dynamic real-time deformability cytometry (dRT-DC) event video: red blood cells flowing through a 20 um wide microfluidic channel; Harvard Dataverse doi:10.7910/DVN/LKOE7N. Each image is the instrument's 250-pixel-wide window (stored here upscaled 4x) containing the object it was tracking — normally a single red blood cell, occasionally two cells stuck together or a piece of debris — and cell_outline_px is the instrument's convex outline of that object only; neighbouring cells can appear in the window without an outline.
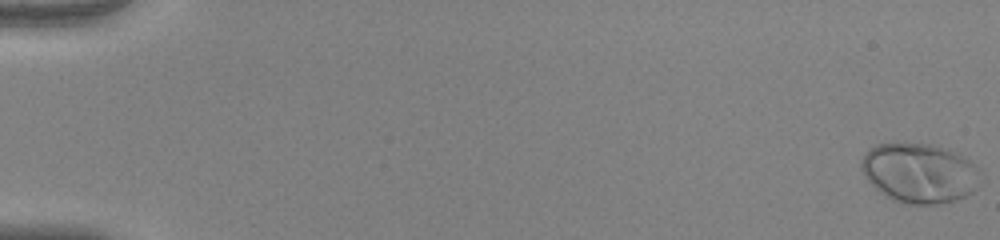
{"species": "human", "species_latin": "Homo sapiens", "temperature_condition": "warm", "stored_images_in_passage": 54, "camera_frame_rate_fps": 3000, "um_per_image_px": 0.085, "donor": {"sex": "female"}, "frame": {"image": 1, "passage_image": 1, "time_ms": 0.0, "image_size_px": [1000, 240], "cell_outline_px": [[980, 168], [976, 188], [968, 196], [956, 200], [940, 204], [904, 204], [892, 200], [880, 192], [868, 180], [860, 168], [860, 160], [864, 152], [868, 148], [876, 144], [932, 144], [956, 152], [964, 156]], "centroid_in_image_um": [78.14, 14.71], "position_along_channel_um": 6.9, "area_um2": 41.67}}
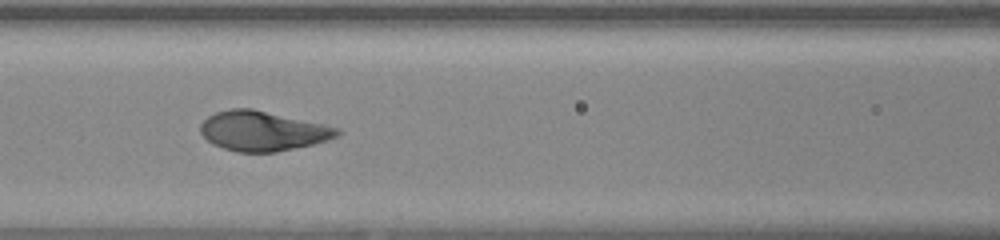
{"frame": {"image": 2, "passage_image": 26, "time_ms": 8.333, "image_size_px": [1000, 240], "cell_outline_px": [[344, 132], [340, 136], [328, 140], [312, 144], [276, 152], [236, 152], [212, 144], [200, 132], [200, 124], [208, 116], [216, 112], [232, 108], [252, 108], [340, 128]], "centroid_in_image_um": [22.34, 11.13], "position_along_channel_um": 144.3, "area_um2": 31.67}}
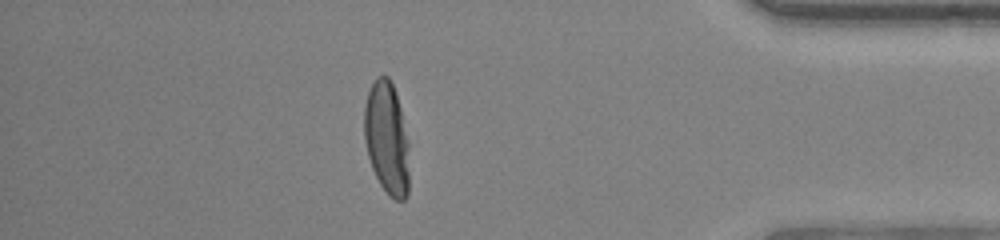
{"frame": {"image": 3, "passage_image": 48, "time_ms": 15.667, "image_size_px": [1000, 240], "cell_outline_px": [[408, 196], [404, 200], [396, 200], [388, 196], [380, 184], [372, 168], [368, 156], [364, 140], [364, 104], [368, 92], [376, 76], [388, 76], [392, 84], [400, 108], [408, 140]], "centroid_in_image_um": [32.86, 11.77], "position_along_channel_um": 402.3, "area_um2": 29.54}}